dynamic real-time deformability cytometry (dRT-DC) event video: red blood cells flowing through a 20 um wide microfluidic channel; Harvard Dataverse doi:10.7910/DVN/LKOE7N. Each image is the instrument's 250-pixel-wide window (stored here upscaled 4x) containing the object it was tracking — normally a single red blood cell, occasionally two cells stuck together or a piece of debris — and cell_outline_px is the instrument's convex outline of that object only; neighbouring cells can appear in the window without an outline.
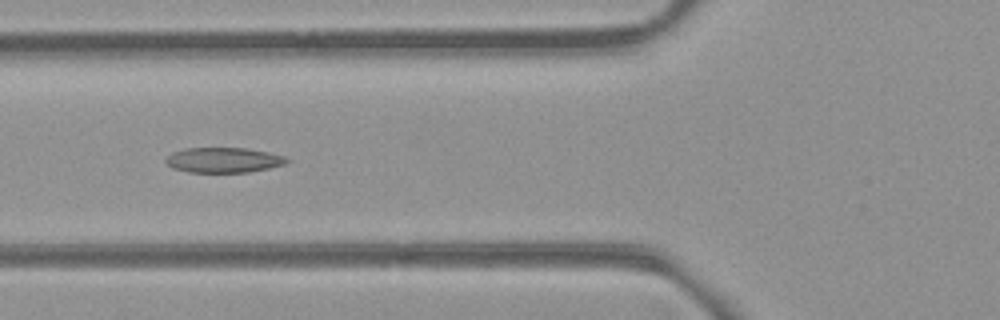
{"species": "common noctule bat (a hibernating species)", "species_latin": "Nyctalus noctula", "temperature_condition": "room temperature", "stored_images_in_passage": 9, "camera_frame_rate_fps": 3000, "um_per_image_px": 0.085, "animal": {"sex": "female", "body_mass_g": 21.9}, "frame": {"image": 1, "passage_image": 6, "time_ms": 5.667, "image_size_px": [1000, 320], "cell_outline_px": [[292, 160], [284, 164], [268, 168], [248, 172], [188, 172], [172, 168], [164, 160], [172, 152], [184, 148], [244, 148], [268, 152], [284, 156]], "centroid_in_image_um": [18.99, 13.6], "position_along_channel_um": 106.8, "area_um2": 17.69}}
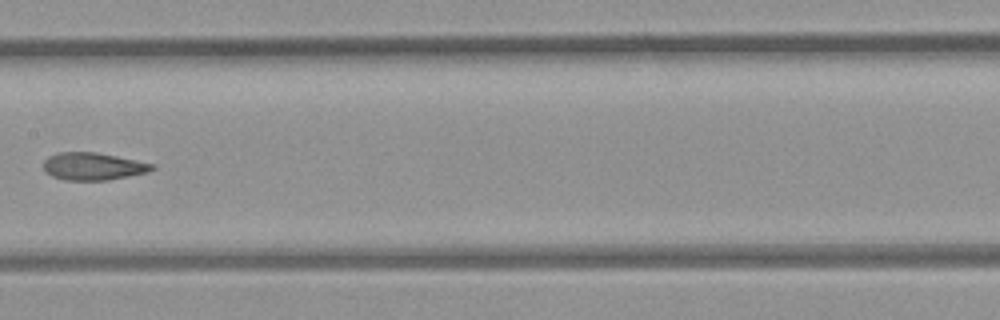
{"frame": {"image": 2, "passage_image": 8, "time_ms": 8.0, "image_size_px": [1000, 320], "cell_outline_px": [[156, 168], [148, 172], [108, 180], [64, 180], [52, 176], [44, 172], [44, 160], [48, 156], [60, 152], [96, 152], [156, 164]], "centroid_in_image_um": [7.91, 14.14], "position_along_channel_um": 199.5, "area_um2": 17.46}}
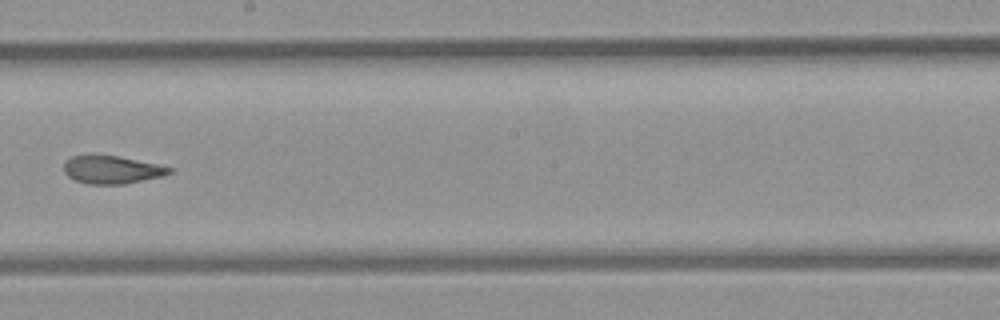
{"frame": {"image": 3, "passage_image": 9, "time_ms": 9.0, "image_size_px": [1000, 320], "cell_outline_px": [[172, 172], [164, 176], [124, 184], [88, 184], [76, 180], [68, 176], [64, 172], [64, 160], [72, 156], [96, 152], [156, 164], [172, 168]], "centroid_in_image_um": [9.45, 14.39], "position_along_channel_um": 238.8, "area_um2": 17.51}}